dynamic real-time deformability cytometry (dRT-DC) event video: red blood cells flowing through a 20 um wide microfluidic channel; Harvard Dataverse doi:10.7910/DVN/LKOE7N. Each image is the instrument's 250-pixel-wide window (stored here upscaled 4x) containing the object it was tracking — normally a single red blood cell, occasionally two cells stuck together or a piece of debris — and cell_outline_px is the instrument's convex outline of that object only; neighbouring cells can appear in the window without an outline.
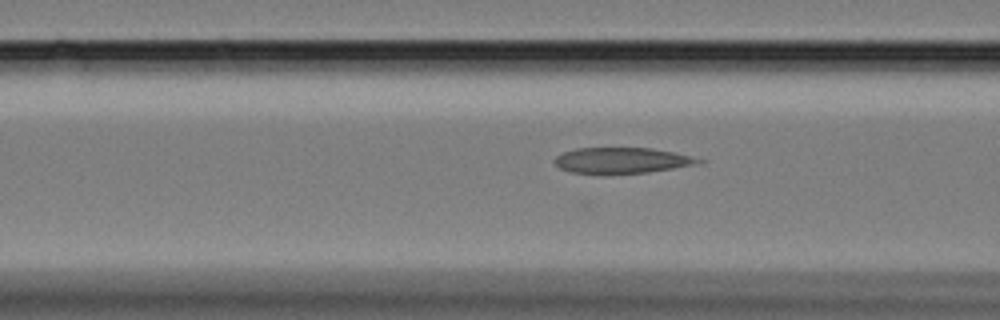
{"species": "Egyptian fruit bat (a non-hibernating species)", "species_latin": "Rousettus aegyptiacus", "temperature_condition": "cold", "stored_images_in_passage": 8, "camera_frame_rate_fps": 3000, "um_per_image_px": 0.085, "animal": {"sex": "female"}, "frame": {"image": 1, "passage_image": 6, "time_ms": 1.667, "image_size_px": [1000, 320], "cell_outline_px": [[708, 160], [704, 164], [648, 172], [604, 176], [600, 176], [572, 172], [560, 168], [556, 164], [556, 156], [564, 152], [576, 148], [652, 148], [672, 152]], "centroid_in_image_um": [52.91, 13.67], "position_along_channel_um": 113.7, "area_um2": 22.37}}